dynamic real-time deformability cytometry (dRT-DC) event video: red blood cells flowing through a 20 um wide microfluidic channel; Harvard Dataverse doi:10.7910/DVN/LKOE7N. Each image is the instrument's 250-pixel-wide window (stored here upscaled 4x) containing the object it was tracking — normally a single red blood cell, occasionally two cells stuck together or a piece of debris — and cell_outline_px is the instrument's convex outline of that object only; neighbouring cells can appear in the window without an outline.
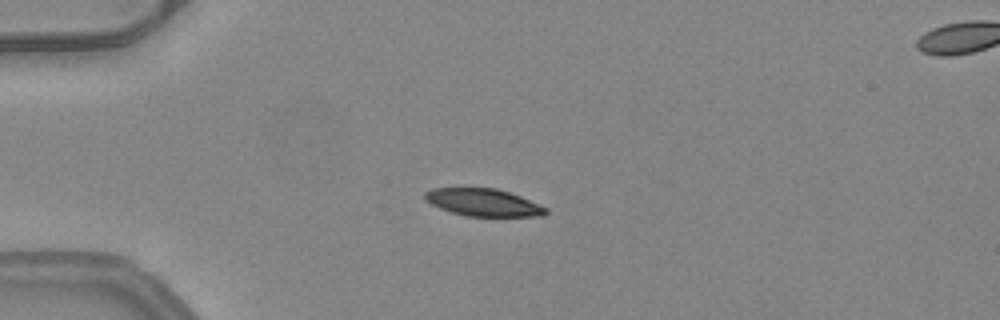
{"species": "common noctule bat (a hibernating species)", "species_latin": "Nyctalus noctula", "temperature_condition": "warm", "stored_images_in_passage": 39, "camera_frame_rate_fps": 3000, "um_per_image_px": 0.085, "animal": {"sex": "female", "body_mass_g": 24.6, "forearm_length_mm": 56.2}, "frame": {"image": 1, "passage_image": 1, "time_ms": 0.0, "image_size_px": [1000, 320], "cell_outline_px": [[548, 212], [544, 216], [464, 216], [440, 208], [432, 204], [424, 196], [424, 192], [432, 188], [496, 188], [520, 196], [548, 208]], "centroid_in_image_um": [41.1, 17.21], "position_along_channel_um": 43.9, "area_um2": 19.19}}
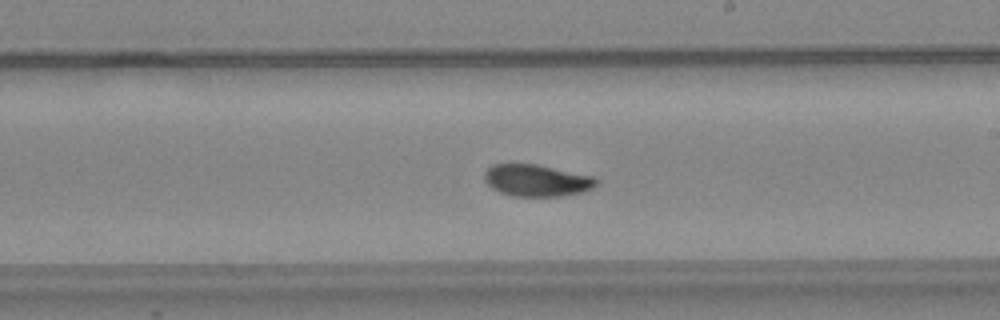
{"frame": {"image": 2, "passage_image": 18, "time_ms": 5.667, "image_size_px": [1000, 320], "cell_outline_px": [[600, 184], [584, 192], [560, 196], [512, 196], [500, 192], [492, 188], [484, 180], [484, 172], [492, 164], [536, 164], [596, 176], [600, 180]], "centroid_in_image_um": [45.68, 15.33], "position_along_channel_um": 243.3, "area_um2": 21.1}}
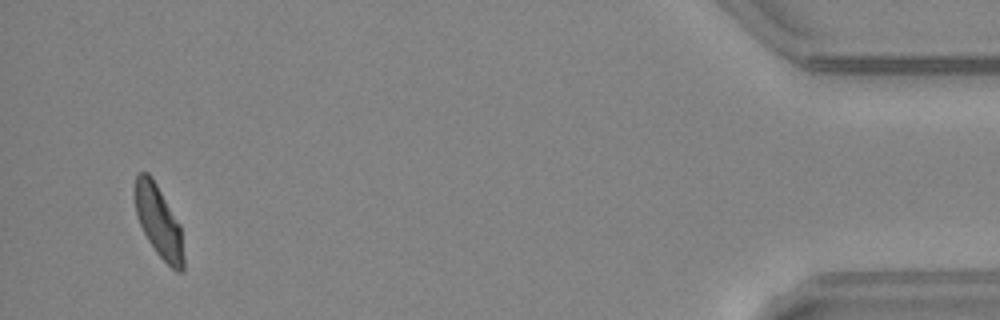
{"frame": {"image": 3, "passage_image": 37, "time_ms": 12.0, "image_size_px": [1000, 320], "cell_outline_px": [[184, 272], [176, 272], [156, 252], [148, 240], [140, 224], [136, 212], [132, 196], [136, 176], [140, 172], [148, 172], [152, 176], [180, 224], [184, 256]], "centroid_in_image_um": [13.47, 18.8], "position_along_channel_um": 421.7, "area_um2": 20.63}, "authors_computed_cell_mechanics": {"area_um2": 21.1548, "velocity_mm_per_s": 4.02, "shape_relaxation_time_tau1_ms": 4.2485, "shape_relaxation_time_tau2_ms": 3.7116, "deformation_change_tau1": 0.1439, "deformation_change_tau2": 0.0788}}